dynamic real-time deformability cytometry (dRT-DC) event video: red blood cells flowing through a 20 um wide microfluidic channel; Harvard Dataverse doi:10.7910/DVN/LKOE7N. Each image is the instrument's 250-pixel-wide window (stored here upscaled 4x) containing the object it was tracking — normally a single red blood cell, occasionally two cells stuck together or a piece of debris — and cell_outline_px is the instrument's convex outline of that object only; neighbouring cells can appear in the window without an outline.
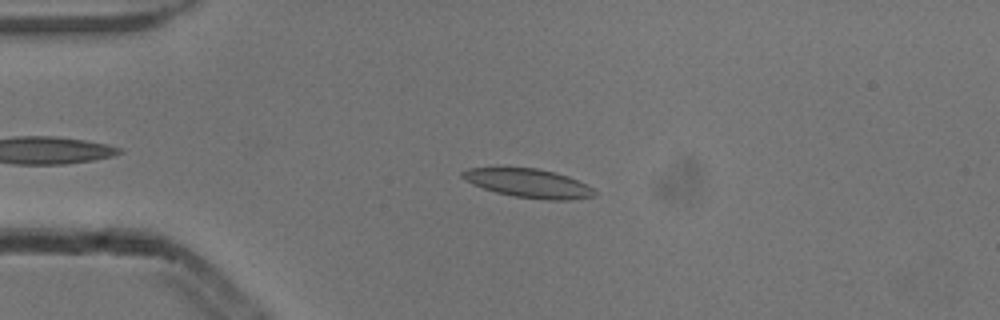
{"species": "common noctule bat (a hibernating species)", "species_latin": "Nyctalus noctula", "temperature_condition": "cold", "stored_images_in_passage": 3, "camera_frame_rate_fps": 3000, "um_per_image_px": 0.085, "animal": {"sex": "male", "body_mass_g": 13.3}, "frame": {"image": 1, "passage_image": 2, "time_ms": 0.333, "image_size_px": [1000, 320], "cell_outline_px": [[596, 192], [592, 196], [572, 200], [548, 200], [512, 196], [496, 192], [472, 184], [460, 176], [460, 172], [468, 168], [536, 168], [556, 172], [568, 176], [592, 188]], "centroid_in_image_um": [44.9, 15.57], "position_along_channel_um": 40.1, "area_um2": 21.96}}